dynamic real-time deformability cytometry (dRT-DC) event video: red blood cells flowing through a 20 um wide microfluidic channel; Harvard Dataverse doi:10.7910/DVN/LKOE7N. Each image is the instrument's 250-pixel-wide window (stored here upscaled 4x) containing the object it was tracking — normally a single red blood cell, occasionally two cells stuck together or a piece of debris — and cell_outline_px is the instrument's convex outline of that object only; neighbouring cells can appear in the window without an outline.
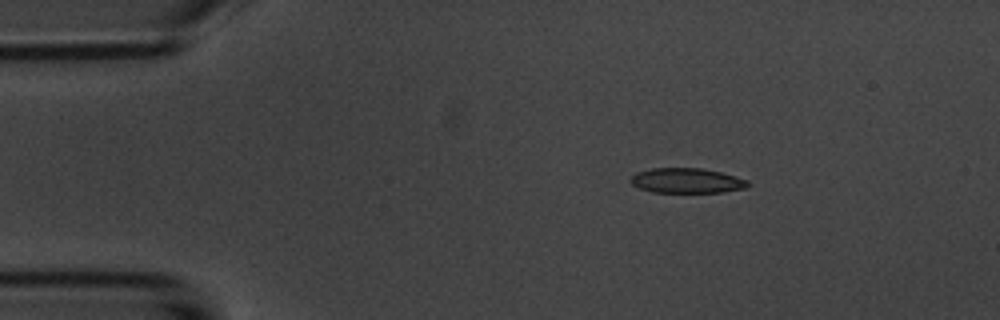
{"species": "common noctule bat (a hibernating species)", "species_latin": "Nyctalus noctula", "temperature_condition": "room temperature", "stored_images_in_passage": 46, "camera_frame_rate_fps": 3000, "um_per_image_px": 0.085, "animal": {"sex": "male", "body_mass_g": 20.1, "forearm_length_mm": 53.5}, "frame": {"image": 1, "passage_image": 1, "time_ms": 0.0, "image_size_px": [1000, 320], "cell_outline_px": [[748, 184], [744, 188], [724, 192], [652, 192], [640, 188], [632, 184], [628, 180], [636, 172], [652, 168], [700, 168], [720, 172], [736, 176], [748, 180]], "centroid_in_image_um": [58.34, 15.35], "position_along_channel_um": 26.7, "area_um2": 16.99}}
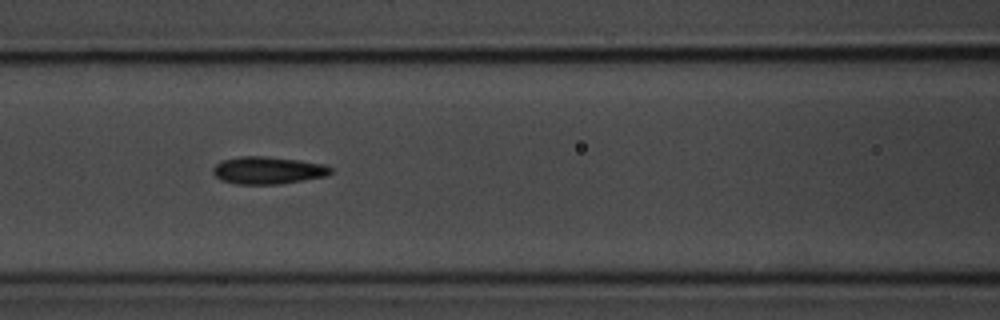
{"frame": {"image": 2, "passage_image": 15, "time_ms": 4.667, "image_size_px": [1000, 320], "cell_outline_px": [[332, 172], [324, 176], [280, 184], [236, 184], [220, 180], [212, 172], [212, 168], [220, 160], [240, 156], [264, 156], [300, 160], [324, 164], [332, 168]], "centroid_in_image_um": [22.73, 14.47], "position_along_channel_um": 143.9, "area_um2": 18.84}}
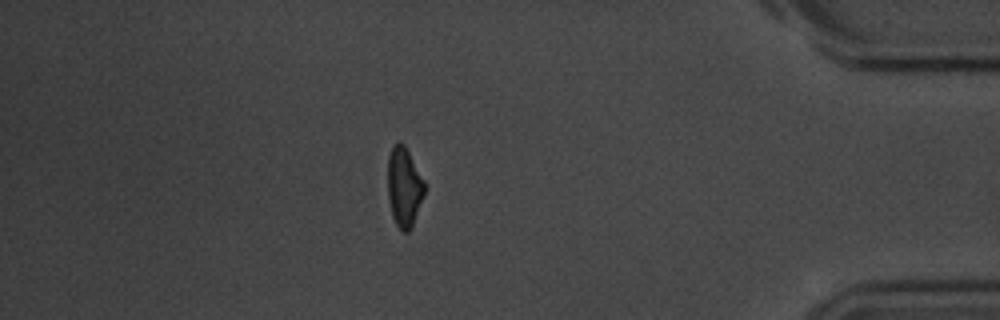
{"frame": {"image": 3, "passage_image": 39, "time_ms": 12.667, "image_size_px": [1000, 320], "cell_outline_px": [[424, 196], [412, 228], [408, 232], [404, 232], [396, 224], [392, 216], [388, 200], [388, 156], [392, 144], [396, 140], [400, 140], [404, 144], [424, 180]], "centroid_in_image_um": [34.34, 15.87], "position_along_channel_um": 400.9, "area_um2": 17.28}, "authors_computed_cell_mechanics": {"area_um2": 17.9469, "velocity_mm_per_s": 3.7173, "shape_relaxation_time_tau1_ms": 3.0519, "shape_relaxation_time_tau2_ms": 2.6191, "deformation_change_tau1": 0.1158, "deformation_change_tau2": 0.0993}}